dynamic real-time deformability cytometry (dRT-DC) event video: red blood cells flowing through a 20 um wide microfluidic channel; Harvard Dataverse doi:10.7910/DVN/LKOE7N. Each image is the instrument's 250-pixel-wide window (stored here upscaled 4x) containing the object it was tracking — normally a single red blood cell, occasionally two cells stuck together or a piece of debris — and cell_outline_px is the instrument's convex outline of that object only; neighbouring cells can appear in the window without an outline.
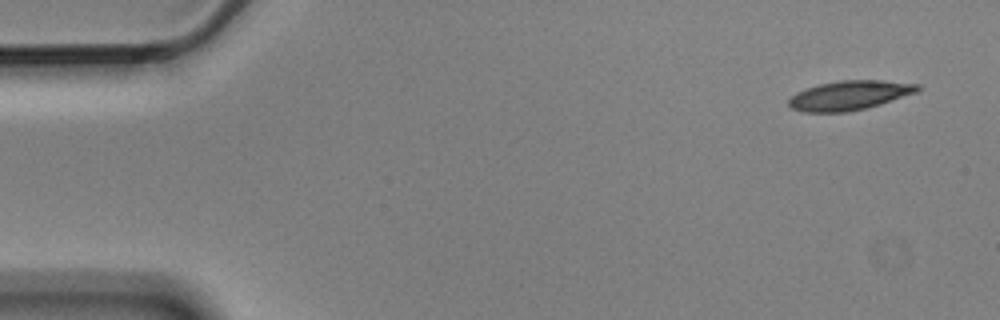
{"species": "Egyptian fruit bat (a non-hibernating species)", "species_latin": "Rousettus aegyptiacus", "temperature_condition": "cold", "stored_images_in_passage": 9, "camera_frame_rate_fps": 3000, "um_per_image_px": 0.085, "animal": {"sex": "male"}, "frame": {"image": 1, "passage_image": 1, "time_ms": 0.0, "image_size_px": [1000, 320], "cell_outline_px": [[920, 88], [916, 92], [880, 104], [848, 112], [804, 112], [792, 108], [788, 104], [788, 100], [796, 92], [820, 84], [840, 80], [880, 80], [920, 84]], "centroid_in_image_um": [72.19, 8.1], "position_along_channel_um": 12.8, "area_um2": 21.79}}
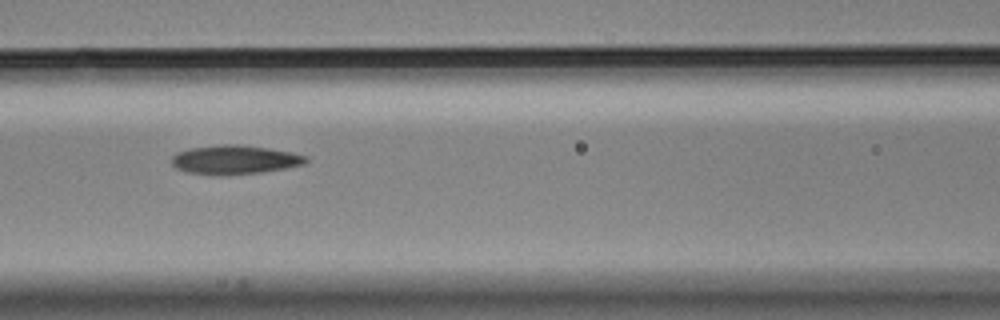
{"frame": {"image": 2, "passage_image": 7, "time_ms": 2.0, "image_size_px": [1000, 320], "cell_outline_px": [[308, 160], [304, 164], [284, 168], [260, 172], [224, 176], [216, 176], [188, 172], [176, 168], [172, 164], [172, 156], [176, 152], [192, 148], [224, 144], [240, 144], [268, 148], [292, 152], [308, 156]], "centroid_in_image_um": [19.94, 13.58], "position_along_channel_um": 146.7, "area_um2": 22.77}}
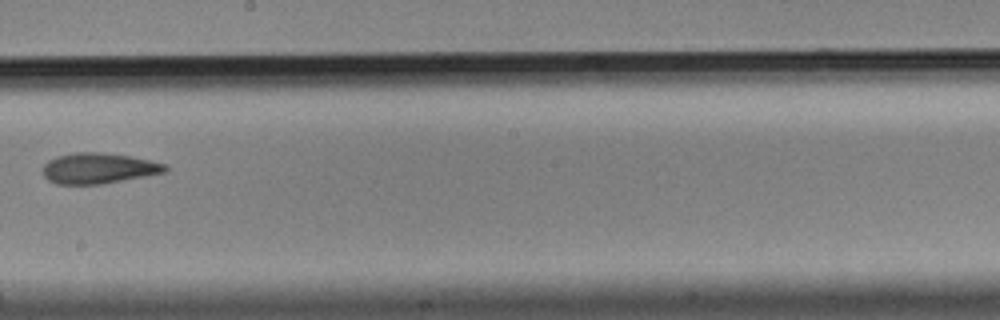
{"frame": {"image": 3, "passage_image": 9, "time_ms": 2.667, "image_size_px": [1000, 320], "cell_outline_px": [[168, 172], [100, 184], [56, 184], [48, 180], [44, 176], [44, 164], [48, 160], [56, 156], [76, 152], [100, 152], [128, 156], [148, 160], [164, 164], [168, 168]], "centroid_in_image_um": [8.36, 14.3], "position_along_channel_um": 239.8, "area_um2": 21.68}}